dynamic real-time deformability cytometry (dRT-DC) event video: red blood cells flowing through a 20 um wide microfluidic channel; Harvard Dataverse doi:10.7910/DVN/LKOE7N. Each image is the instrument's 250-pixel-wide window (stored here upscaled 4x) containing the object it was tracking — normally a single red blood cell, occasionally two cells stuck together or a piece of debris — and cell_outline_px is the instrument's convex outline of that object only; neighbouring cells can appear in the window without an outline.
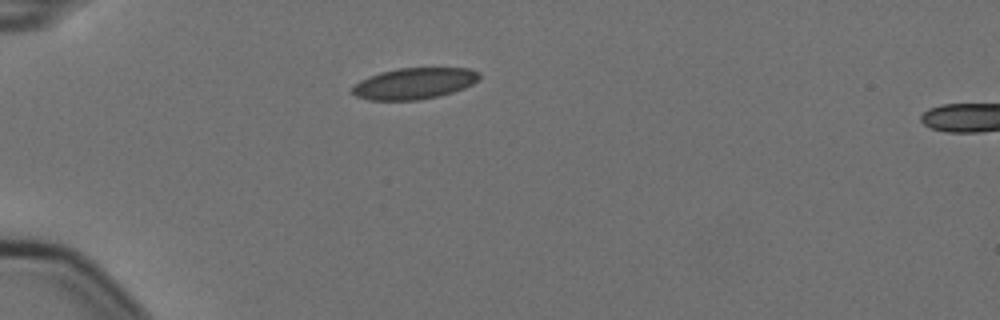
{"species": "Egyptian fruit bat (a non-hibernating species)", "species_latin": "Rousettus aegyptiacus", "temperature_condition": "cold", "stored_images_in_passage": 8, "camera_frame_rate_fps": 3000, "um_per_image_px": 0.085, "animal": {"sex": "female"}, "frame": {"image": 1, "passage_image": 1, "time_ms": 0.0, "image_size_px": [1000, 320], "cell_outline_px": [[480, 80], [464, 88], [440, 96], [420, 100], [368, 100], [356, 96], [348, 92], [360, 80], [368, 76], [380, 72], [396, 68], [468, 68], [480, 72]], "centroid_in_image_um": [35.2, 7.09], "position_along_channel_um": 49.8, "area_um2": 23.41}}
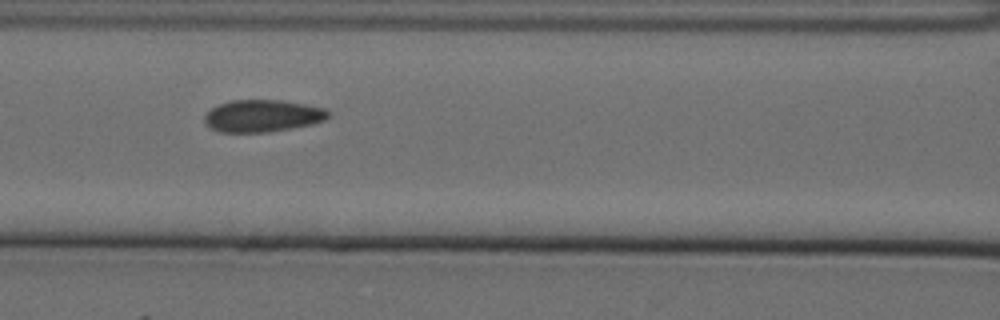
{"frame": {"image": 2, "passage_image": 4, "time_ms": 1.0, "image_size_px": [1000, 320], "cell_outline_px": [[332, 116], [324, 120], [312, 124], [292, 128], [268, 132], [216, 132], [208, 128], [204, 124], [204, 116], [216, 104], [232, 100], [280, 100], [328, 108], [332, 112]], "centroid_in_image_um": [22.32, 9.85], "position_along_channel_um": 144.3, "area_um2": 23.64}}
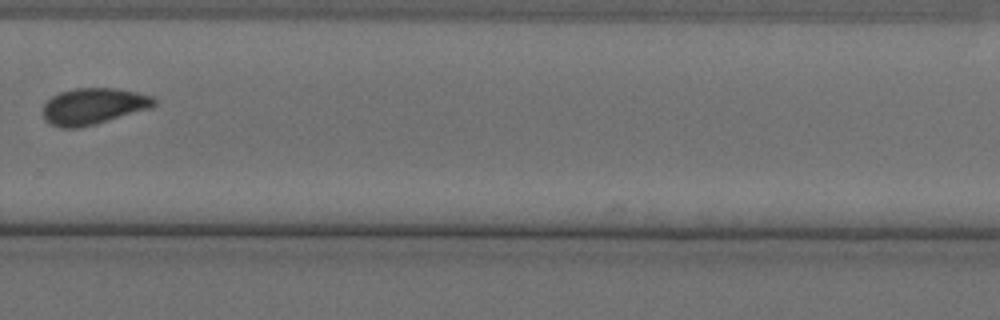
{"frame": {"image": 3, "passage_image": 8, "time_ms": 2.333, "image_size_px": [1000, 320], "cell_outline_px": [[156, 104], [152, 108], [96, 124], [76, 128], [60, 128], [44, 120], [40, 112], [44, 104], [52, 96], [60, 92], [72, 88], [116, 88], [136, 92], [152, 96], [156, 100]], "centroid_in_image_um": [7.91, 9.03], "position_along_channel_um": 321.9, "area_um2": 23.87}}